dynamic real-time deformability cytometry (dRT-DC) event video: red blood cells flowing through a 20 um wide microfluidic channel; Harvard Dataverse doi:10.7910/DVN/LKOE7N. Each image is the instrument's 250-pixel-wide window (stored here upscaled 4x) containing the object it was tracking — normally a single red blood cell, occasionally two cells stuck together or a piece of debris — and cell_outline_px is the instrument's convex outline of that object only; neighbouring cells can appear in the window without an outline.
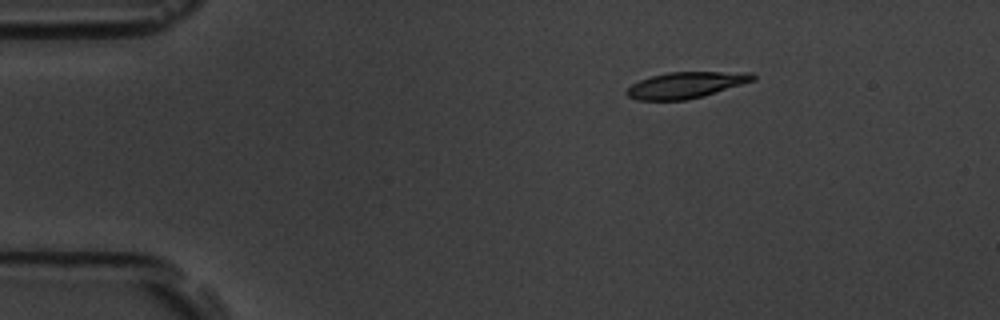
{"species": "common noctule bat (a hibernating species)", "species_latin": "Nyctalus noctula", "temperature_condition": "room temperature", "stored_images_in_passage": 3, "camera_frame_rate_fps": 3000, "um_per_image_px": 0.085, "animal": {"sex": "male", "body_mass_g": 19.5, "forearm_length_mm": 54.6}, "frame": {"image": 1, "passage_image": 1, "time_ms": 0.0, "image_size_px": [1000, 320], "cell_outline_px": [[756, 80], [704, 96], [688, 100], [636, 100], [628, 96], [624, 92], [632, 84], [640, 80], [652, 76], [668, 72], [752, 72], [756, 76]], "centroid_in_image_um": [58.32, 7.23], "position_along_channel_um": 26.7, "area_um2": 19.36}}